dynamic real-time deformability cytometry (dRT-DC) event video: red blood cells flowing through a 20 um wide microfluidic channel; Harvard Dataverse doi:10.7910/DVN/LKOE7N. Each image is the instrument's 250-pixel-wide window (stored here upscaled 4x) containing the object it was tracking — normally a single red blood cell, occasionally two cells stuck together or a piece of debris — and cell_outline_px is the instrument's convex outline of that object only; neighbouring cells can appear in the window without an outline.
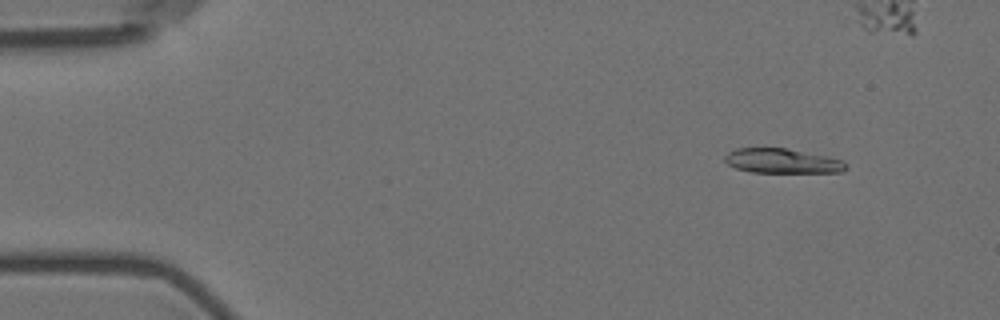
{"species": "Egyptian fruit bat (a non-hibernating species)", "species_latin": "Rousettus aegyptiacus", "temperature_condition": "room temperature", "stored_images_in_passage": 16, "camera_frame_rate_fps": 3000, "um_per_image_px": 0.085, "animal": {"sex": "female"}, "frame": {"image": 1, "passage_image": 2, "time_ms": 1.333, "image_size_px": [1000, 320], "cell_outline_px": [[848, 168], [840, 172], [752, 172], [736, 168], [728, 164], [724, 160], [724, 156], [728, 152], [736, 148], [784, 148], [828, 156], [844, 160], [848, 164]], "centroid_in_image_um": [66.51, 13.68], "position_along_channel_um": 18.5, "area_um2": 17.4}}
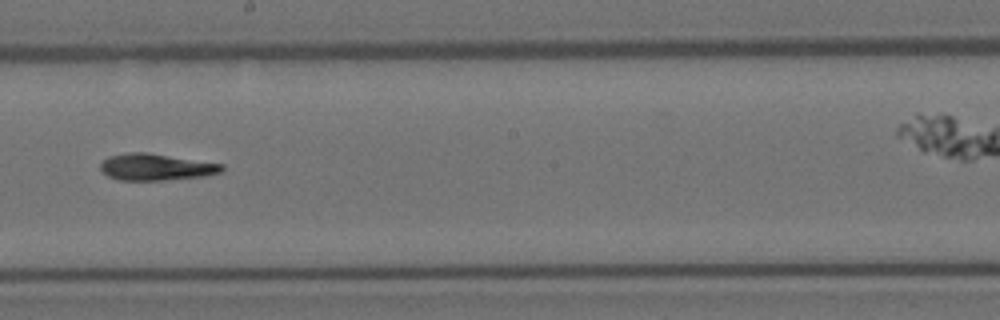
{"frame": {"image": 2, "passage_image": 9, "time_ms": 10.0, "image_size_px": [1000, 320], "cell_outline_px": [[224, 172], [204, 176], [164, 180], [120, 180], [108, 176], [100, 172], [100, 164], [108, 156], [128, 152], [148, 152], [224, 164]], "centroid_in_image_um": [13.26, 14.19], "position_along_channel_um": 234.9, "area_um2": 19.07}}
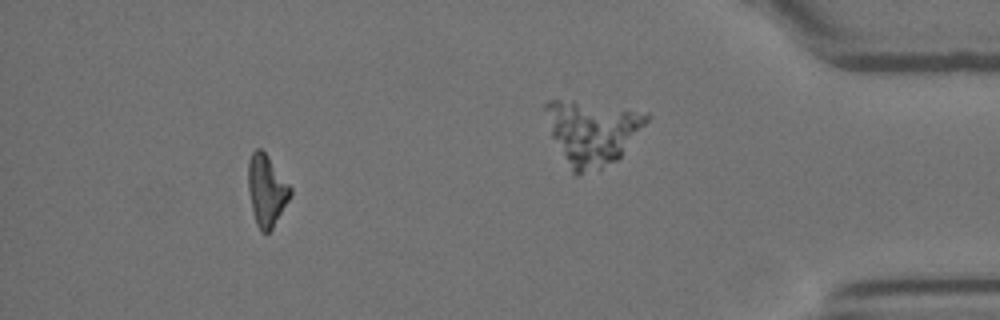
{"frame": {"image": 3, "passage_image": 14, "time_ms": 16.667, "image_size_px": [1000, 320], "cell_outline_px": [[292, 196], [272, 228], [268, 232], [260, 232], [256, 224], [252, 212], [248, 192], [248, 160], [252, 152], [256, 148], [260, 148], [264, 152], [292, 188]], "centroid_in_image_um": [22.64, 16.2], "position_along_channel_um": 412.6, "area_um2": 17.57}}